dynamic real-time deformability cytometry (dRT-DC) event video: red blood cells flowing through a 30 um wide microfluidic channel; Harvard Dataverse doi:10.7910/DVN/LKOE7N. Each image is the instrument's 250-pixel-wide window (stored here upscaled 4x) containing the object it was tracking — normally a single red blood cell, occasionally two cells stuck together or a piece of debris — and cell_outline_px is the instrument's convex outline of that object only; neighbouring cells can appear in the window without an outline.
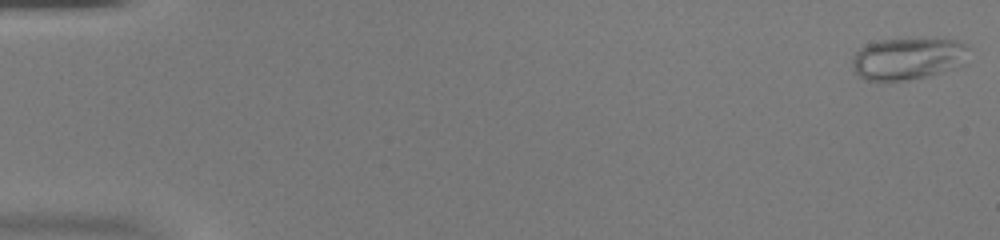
{"species": "common noctule bat (a hibernating species)", "species_latin": "Nyctalus noctula", "temperature_condition": "warm", "stored_images_in_passage": 53, "camera_frame_rate_fps": 3000, "um_per_image_px": 0.085, "animal": {"sex": "female", "body_mass_g": 20.0, "forearm_length_mm": 54.0}, "frame": {"image": 1, "passage_image": 1, "time_ms": 0.0, "image_size_px": [1000, 240], "cell_outline_px": [[972, 48], [964, 64], [956, 68], [928, 76], [908, 80], [864, 80], [856, 72], [852, 64], [852, 60], [856, 52], [860, 48], [868, 44], [880, 40], [960, 40]], "centroid_in_image_um": [77.24, 4.99], "position_along_channel_um": 7.8, "area_um2": 28.38}}
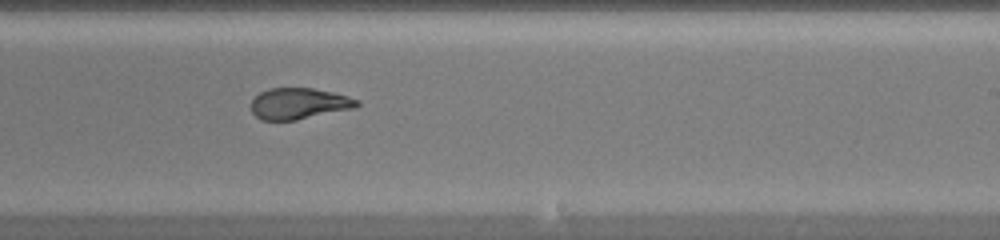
{"frame": {"image": 2, "passage_image": 33, "time_ms": 10.667, "image_size_px": [1000, 240], "cell_outline_px": [[360, 104], [356, 108], [296, 120], [260, 120], [252, 112], [252, 100], [260, 92], [268, 88], [312, 88], [332, 92], [348, 96], [360, 100]], "centroid_in_image_um": [25.44, 8.8], "position_along_channel_um": 263.6, "area_um2": 19.31}}
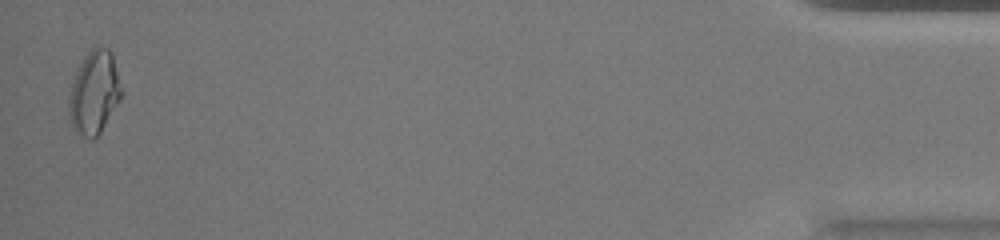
{"frame": {"image": 3, "passage_image": 52, "time_ms": 17.0, "image_size_px": [1000, 240], "cell_outline_px": [[124, 92], [120, 100], [100, 132], [92, 140], [88, 140], [72, 128], [68, 116], [68, 100], [72, 84], [76, 72], [84, 56], [92, 48], [108, 48], [112, 52]], "centroid_in_image_um": [8.02, 7.89], "position_along_channel_um": 427.2, "area_um2": 25.61}, "authors_computed_cell_mechanics": {"area_um2": 22.1952, "velocity_mm_per_s": 3.9345, "shape_relaxation_time_tau1_ms": null, "shape_relaxation_time_tau2_ms": 1.3002, "deformation_change_tau1": null, "deformation_change_tau2": 0.0591}}